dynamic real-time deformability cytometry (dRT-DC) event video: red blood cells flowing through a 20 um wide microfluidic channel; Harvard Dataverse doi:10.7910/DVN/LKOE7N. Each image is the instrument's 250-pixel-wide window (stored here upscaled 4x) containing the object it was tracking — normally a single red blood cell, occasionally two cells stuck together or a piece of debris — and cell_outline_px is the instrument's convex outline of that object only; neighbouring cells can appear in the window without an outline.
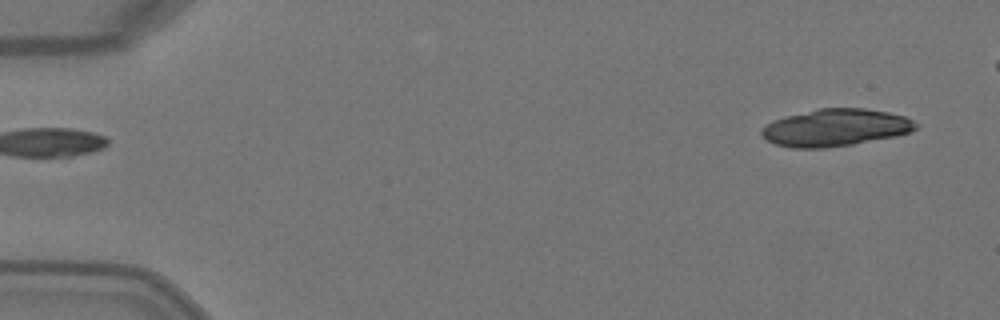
{"species": "Egyptian fruit bat (a non-hibernating species)", "species_latin": "Rousettus aegyptiacus", "temperature_condition": "warm", "stored_images_in_passage": 6, "segment_of_instrument_passage": [2, 2], "camera_frame_rate_fps": 3000, "um_per_image_px": 0.085, "animal": {"sex": "female"}, "frame": {"image": 1, "passage_image": 6, "time_ms": 1.667, "image_size_px": [1000, 320], "cell_outline_px": [[920, 124], [916, 128], [908, 132], [896, 136], [852, 144], [828, 148], [792, 148], [776, 144], [768, 140], [760, 132], [760, 128], [772, 120], [784, 116], [820, 108], [864, 108], [888, 112], [904, 116]], "centroid_in_image_um": [71.0, 10.84], "position_along_channel_um": 14.0, "area_um2": 33.47}}